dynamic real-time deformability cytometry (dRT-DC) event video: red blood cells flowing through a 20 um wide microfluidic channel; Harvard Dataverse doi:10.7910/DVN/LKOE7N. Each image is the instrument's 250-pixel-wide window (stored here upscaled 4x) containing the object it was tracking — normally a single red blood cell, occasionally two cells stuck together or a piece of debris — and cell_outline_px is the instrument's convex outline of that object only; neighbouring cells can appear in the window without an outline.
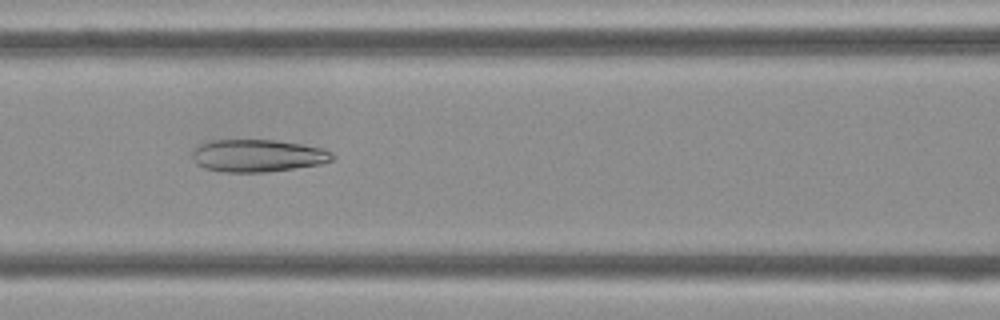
{"species": "Egyptian fruit bat (a non-hibernating species)", "species_latin": "Rousettus aegyptiacus", "temperature_condition": "cold", "stored_images_in_passage": 6, "camera_frame_rate_fps": 3000, "um_per_image_px": 0.085, "frame": {"image": 1, "passage_image": 5, "time_ms": 1.333, "image_size_px": [1000, 320], "cell_outline_px": [[336, 156], [332, 160], [320, 164], [264, 172], [224, 172], [204, 168], [196, 164], [192, 156], [192, 152], [200, 144], [208, 140], [276, 140], [300, 144], [320, 148], [332, 152]], "centroid_in_image_um": [21.88, 13.23], "position_along_channel_um": 144.7, "area_um2": 26.36}}
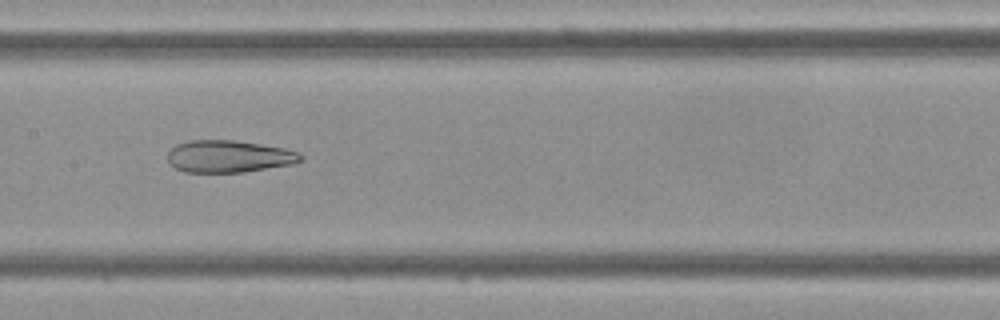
{"frame": {"image": 2, "passage_image": 6, "time_ms": 1.667, "image_size_px": [1000, 320], "cell_outline_px": [[304, 160], [292, 164], [244, 172], [184, 172], [168, 164], [168, 152], [176, 144], [188, 140], [236, 140], [284, 148], [296, 152], [304, 156]], "centroid_in_image_um": [19.43, 13.29], "position_along_channel_um": 188.0, "area_um2": 25.03}}